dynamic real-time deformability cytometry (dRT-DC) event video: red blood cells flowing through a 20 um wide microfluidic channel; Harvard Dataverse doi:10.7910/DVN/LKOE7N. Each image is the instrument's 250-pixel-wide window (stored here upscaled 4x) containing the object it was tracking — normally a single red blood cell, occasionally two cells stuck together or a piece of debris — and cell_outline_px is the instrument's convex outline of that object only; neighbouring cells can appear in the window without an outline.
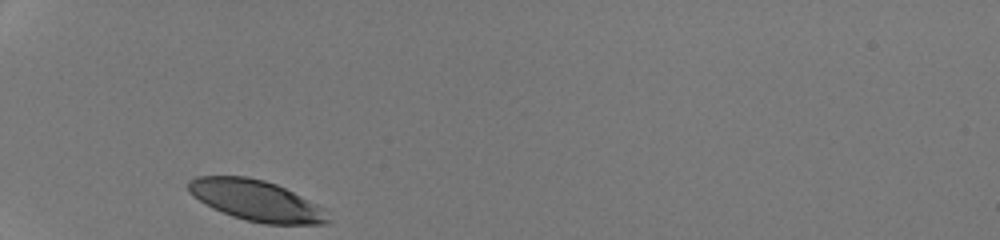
{"species": "human", "species_latin": "Homo sapiens", "temperature_condition": "room temperature", "stored_images_in_passage": 27, "camera_frame_rate_fps": 3000, "um_per_image_px": 0.085, "donor": {"sex": "male"}, "frame": {"image": 1, "passage_image": 1, "time_ms": 0.0, "image_size_px": [1000, 240], "cell_outline_px": [[332, 220], [328, 224], [264, 224], [244, 220], [232, 216], [212, 208], [204, 204], [192, 196], [188, 192], [188, 180], [196, 176], [248, 176], [264, 180], [276, 184], [324, 208]], "centroid_in_image_um": [21.76, 17.05], "position_along_channel_um": 63.2, "area_um2": 33.35}}
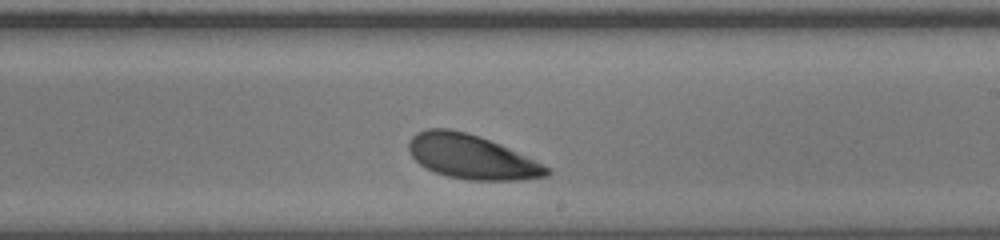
{"frame": {"image": 2, "passage_image": 16, "time_ms": 5.0, "image_size_px": [1000, 240], "cell_outline_px": [[552, 172], [548, 176], [520, 180], [468, 180], [448, 176], [436, 172], [420, 164], [408, 152], [408, 144], [412, 136], [416, 132], [428, 128], [448, 128], [464, 132], [488, 140], [508, 148], [548, 168]], "centroid_in_image_um": [40.03, 13.33], "position_along_channel_um": 249.0, "area_um2": 34.91}}
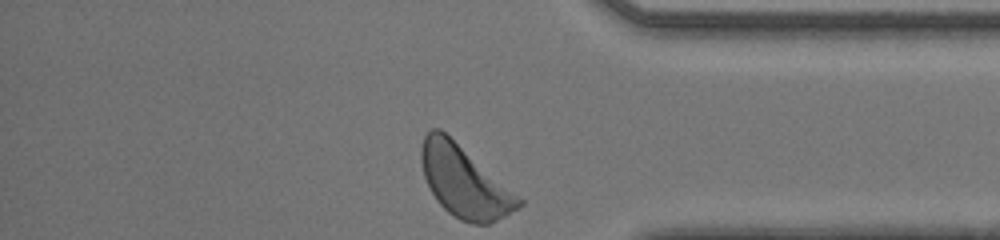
{"frame": {"image": 3, "passage_image": 27, "time_ms": 8.667, "image_size_px": [1000, 240], "cell_outline_px": [[524, 204], [504, 216], [488, 224], [472, 224], [460, 220], [448, 212], [436, 200], [424, 176], [420, 160], [420, 148], [424, 136], [432, 128], [440, 128], [524, 200]], "centroid_in_image_um": [39.45, 15.44], "position_along_channel_um": 395.8, "area_um2": 40.0}, "authors_computed_cell_mechanics": {"area_um2": 35.4314, "velocity_mm_per_s": 4.1576, "shape_relaxation_time_tau1_ms": 1.2396, "shape_relaxation_time_tau2_ms": null, "deformation_change_tau1": 0.0849, "deformation_change_tau2": null}}